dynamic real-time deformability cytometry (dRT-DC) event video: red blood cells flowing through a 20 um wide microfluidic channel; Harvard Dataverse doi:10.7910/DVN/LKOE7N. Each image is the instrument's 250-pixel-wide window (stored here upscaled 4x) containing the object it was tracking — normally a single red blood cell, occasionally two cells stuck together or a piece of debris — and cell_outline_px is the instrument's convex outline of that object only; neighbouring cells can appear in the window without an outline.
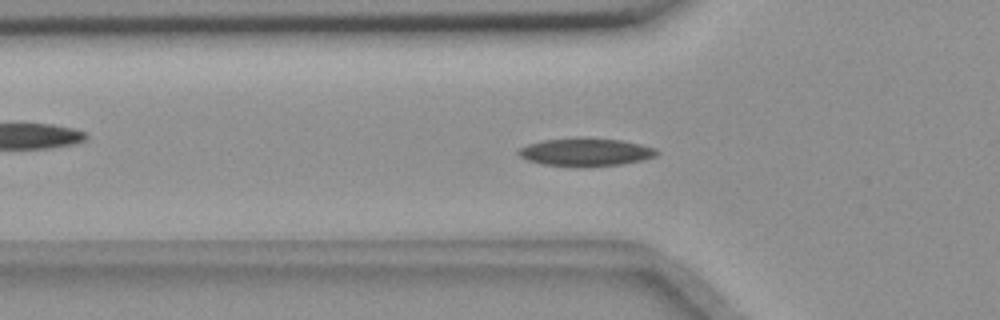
{"species": "common noctule bat (a hibernating species)", "species_latin": "Nyctalus noctula", "temperature_condition": "room temperature", "stored_images_in_passage": 56, "camera_frame_rate_fps": 3000, "um_per_image_px": 0.085, "animal": {"sex": "female", "body_mass_g": 18.4}, "frame": {"image": 1, "passage_image": 18, "time_ms": 5.667, "image_size_px": [1000, 320], "cell_outline_px": [[660, 152], [656, 156], [644, 160], [620, 164], [588, 168], [576, 168], [540, 164], [528, 160], [520, 156], [516, 152], [520, 148], [528, 144], [540, 140], [576, 136], [588, 136], [620, 140], [640, 144], [656, 148]], "centroid_in_image_um": [49.76, 12.92], "position_along_channel_um": 76.0, "area_um2": 23.58}}
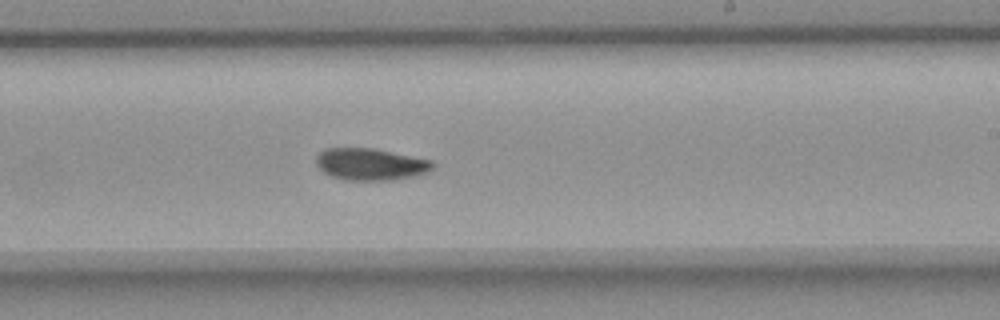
{"frame": {"image": 2, "passage_image": 33, "time_ms": 10.667, "image_size_px": [1000, 320], "cell_outline_px": [[436, 164], [428, 172], [416, 176], [392, 180], [344, 180], [332, 176], [324, 172], [316, 164], [316, 156], [324, 148], [372, 148], [432, 160]], "centroid_in_image_um": [31.51, 13.96], "position_along_channel_um": 257.5, "area_um2": 21.73}}
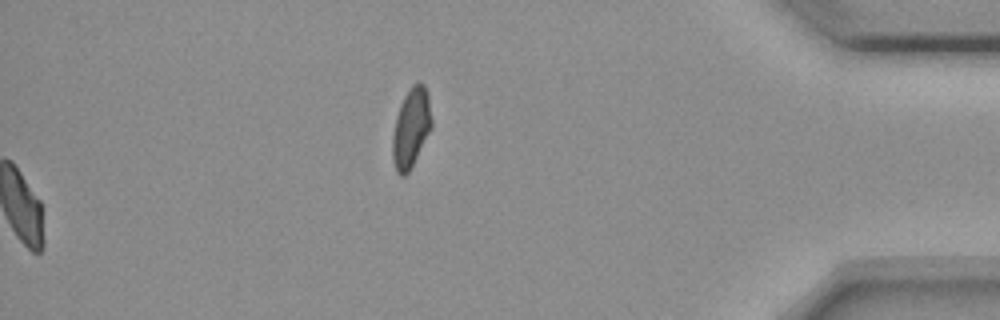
{"frame": {"image": 3, "passage_image": 56, "time_ms": 18.333, "image_size_px": [1000, 320], "cell_outline_px": [[432, 128], [408, 172], [404, 176], [400, 176], [396, 172], [392, 160], [392, 136], [396, 116], [400, 104], [404, 96], [412, 84], [420, 80], [424, 84], [428, 92], [432, 120]], "centroid_in_image_um": [34.94, 10.83], "position_along_channel_um": 400.3, "area_um2": 18.32}}